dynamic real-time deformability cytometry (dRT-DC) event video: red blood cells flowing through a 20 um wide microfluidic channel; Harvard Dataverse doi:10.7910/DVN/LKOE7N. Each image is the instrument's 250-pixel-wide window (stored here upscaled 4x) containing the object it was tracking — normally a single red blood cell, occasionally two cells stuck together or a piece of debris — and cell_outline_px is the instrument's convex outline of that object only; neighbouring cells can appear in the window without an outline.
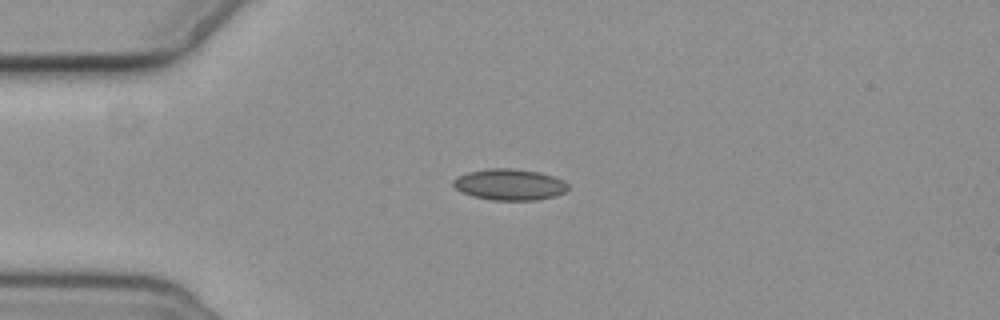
{"species": "common noctule bat (a hibernating species)", "species_latin": "Nyctalus noctula", "temperature_condition": "cold", "stored_images_in_passage": 2, "camera_frame_rate_fps": 3000, "um_per_image_px": 0.085, "animal": {"sex": "female", "body_mass_g": 19.3, "forearm_length_mm": 54.1}, "frame": {"image": 1, "passage_image": 1, "time_ms": 0.0, "image_size_px": [1000, 320], "cell_outline_px": [[568, 188], [564, 192], [552, 196], [536, 200], [492, 200], [472, 196], [460, 192], [452, 184], [452, 180], [456, 176], [468, 172], [488, 168], [516, 168], [540, 172], [564, 180], [568, 184]], "centroid_in_image_um": [43.27, 15.67], "position_along_channel_um": 41.7, "area_um2": 21.04}}